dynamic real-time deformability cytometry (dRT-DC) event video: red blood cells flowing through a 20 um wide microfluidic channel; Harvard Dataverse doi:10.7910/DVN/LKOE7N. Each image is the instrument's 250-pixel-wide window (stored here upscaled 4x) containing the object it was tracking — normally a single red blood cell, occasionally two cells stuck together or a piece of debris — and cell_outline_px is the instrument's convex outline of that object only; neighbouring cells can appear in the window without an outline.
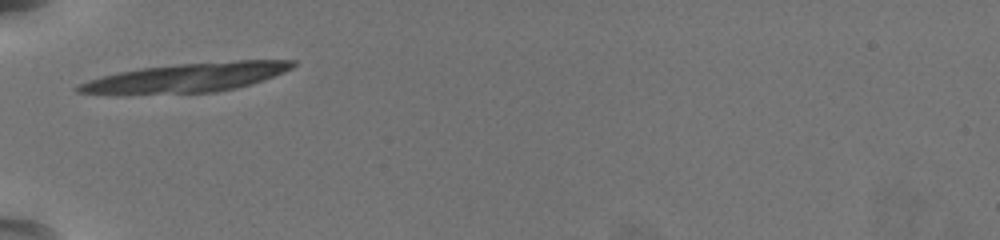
{"species": "common noctule bat (a hibernating species)", "species_latin": "Nyctalus noctula", "temperature_condition": "warm", "stored_images_in_passage": 4, "camera_frame_rate_fps": 3000, "um_per_image_px": 0.085, "animal": {"sex": "female", "body_mass_g": 19.5, "forearm_length_mm": 54.1}, "frame": {"image": 1, "passage_image": 1, "time_ms": 0.0, "image_size_px": [1000, 240], "cell_outline_px": [[296, 64], [292, 68], [264, 80], [252, 84], [236, 88], [216, 92], [76, 92], [72, 88], [88, 80], [100, 76], [140, 68], [176, 64], [236, 60], [296, 60]], "centroid_in_image_um": [16.0, 6.55], "position_along_channel_um": 69.0, "area_um2": 35.26}}
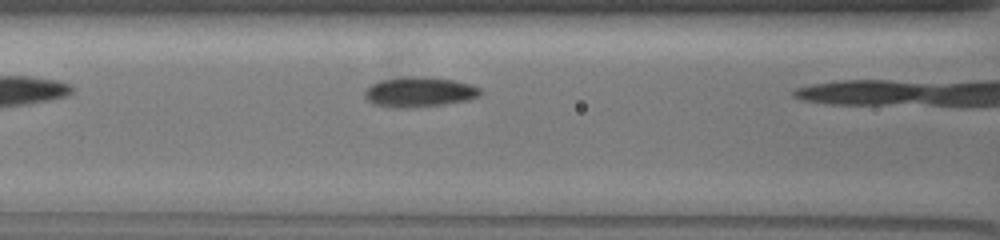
{"frame": {"image": 2, "passage_image": 3, "time_ms": 0.667, "image_size_px": [1000, 240], "cell_outline_px": [[480, 96], [468, 100], [440, 104], [408, 108], [404, 108], [372, 104], [364, 96], [364, 92], [372, 84], [380, 80], [404, 76], [424, 76], [452, 80], [472, 84], [480, 88]], "centroid_in_image_um": [35.63, 7.8], "position_along_channel_um": 131.0, "area_um2": 20.11}}